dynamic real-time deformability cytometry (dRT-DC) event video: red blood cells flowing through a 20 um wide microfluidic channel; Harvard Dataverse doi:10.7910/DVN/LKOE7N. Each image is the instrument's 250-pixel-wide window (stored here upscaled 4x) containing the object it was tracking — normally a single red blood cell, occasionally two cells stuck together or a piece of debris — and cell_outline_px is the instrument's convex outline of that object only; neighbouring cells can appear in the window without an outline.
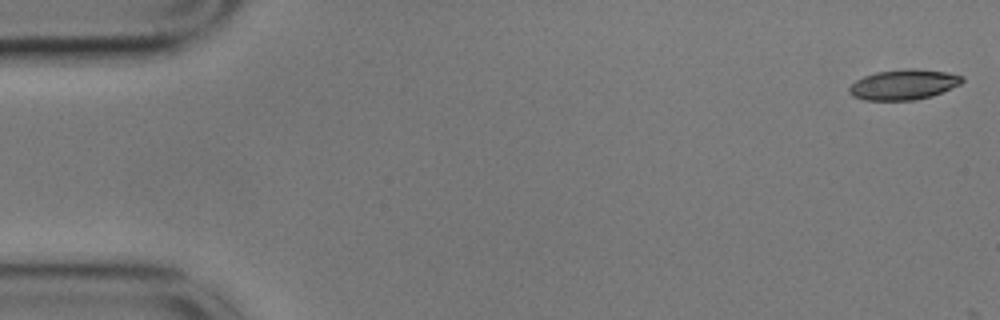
{"species": "common noctule bat (a hibernating species)", "species_latin": "Nyctalus noctula", "temperature_condition": "cold", "stored_images_in_passage": 5, "camera_frame_rate_fps": 3000, "um_per_image_px": 0.085, "animal": {"sex": "male", "body_mass_g": 17.9}, "frame": {"image": 1, "passage_image": 1, "time_ms": 0.0, "image_size_px": [1000, 320], "cell_outline_px": [[964, 80], [960, 84], [932, 96], [916, 100], [864, 100], [852, 96], [848, 92], [848, 88], [856, 80], [864, 76], [876, 72], [912, 68], [944, 72], [964, 76]], "centroid_in_image_um": [76.79, 7.2], "position_along_channel_um": 8.2, "area_um2": 19.83}}